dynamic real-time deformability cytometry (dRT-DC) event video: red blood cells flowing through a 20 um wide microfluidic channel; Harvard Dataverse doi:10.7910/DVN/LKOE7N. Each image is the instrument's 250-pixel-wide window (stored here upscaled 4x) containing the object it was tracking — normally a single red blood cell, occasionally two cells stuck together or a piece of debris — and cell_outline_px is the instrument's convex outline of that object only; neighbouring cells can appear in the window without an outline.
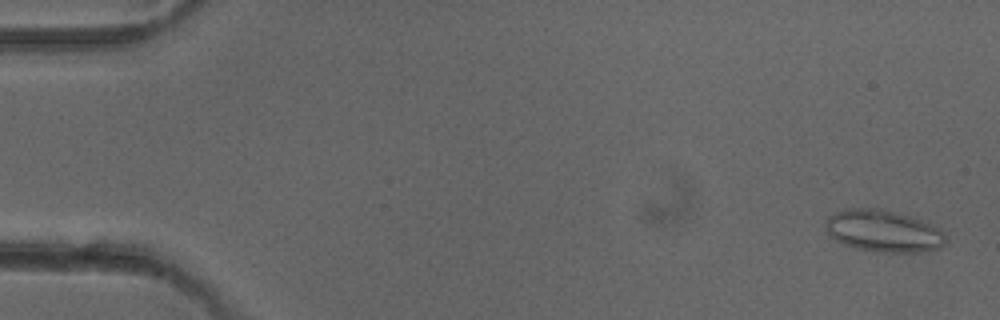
{"species": "common noctule bat (a hibernating species)", "species_latin": "Nyctalus noctula", "temperature_condition": "cold", "stored_images_in_passage": 7, "camera_frame_rate_fps": 3000, "um_per_image_px": 0.085, "animal": {"sex": "female"}, "frame": {"image": 1, "passage_image": 1, "time_ms": 0.0, "image_size_px": [1000, 320], "cell_outline_px": [[948, 240], [940, 248], [928, 252], [876, 252], [856, 248], [844, 244], [828, 236], [824, 224], [824, 220], [828, 216], [844, 208], [880, 208], [908, 216], [920, 220], [944, 232]], "centroid_in_image_um": [75.05, 19.65], "position_along_channel_um": 10.0, "area_um2": 29.59}}
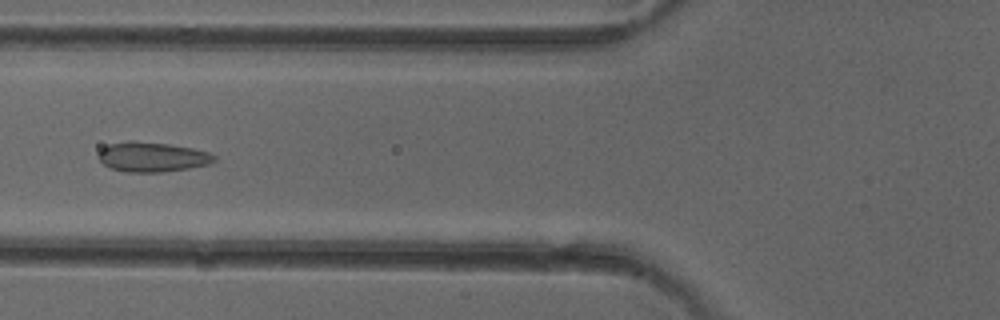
{"frame": {"image": 2, "passage_image": 6, "time_ms": 6.0, "image_size_px": [1000, 320], "cell_outline_px": [[216, 160], [208, 164], [188, 168], [160, 172], [124, 172], [112, 168], [104, 164], [96, 156], [100, 148], [108, 144], [128, 140], [132, 140], [168, 144], [192, 148], [208, 152], [216, 156]], "centroid_in_image_um": [12.88, 13.33], "position_along_channel_um": 112.9, "area_um2": 20.17}}
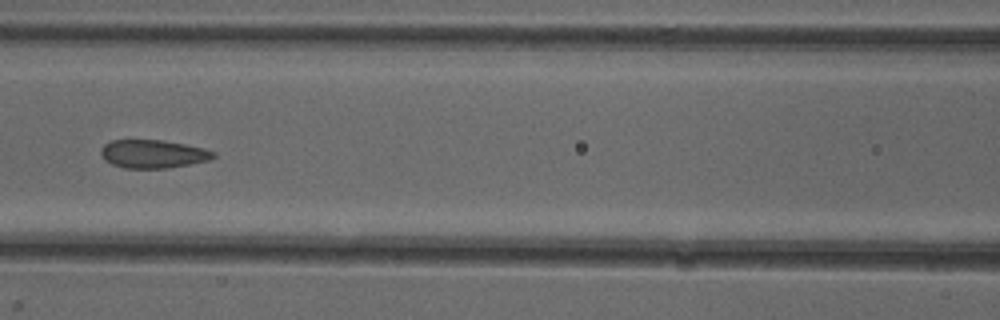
{"frame": {"image": 3, "passage_image": 7, "time_ms": 7.0, "image_size_px": [1000, 320], "cell_outline_px": [[216, 156], [208, 160], [168, 168], [124, 168], [112, 164], [104, 160], [100, 152], [100, 148], [104, 144], [112, 140], [160, 140], [184, 144], [204, 148], [216, 152]], "centroid_in_image_um": [12.98, 13.08], "position_along_channel_um": 153.6, "area_um2": 18.5}}